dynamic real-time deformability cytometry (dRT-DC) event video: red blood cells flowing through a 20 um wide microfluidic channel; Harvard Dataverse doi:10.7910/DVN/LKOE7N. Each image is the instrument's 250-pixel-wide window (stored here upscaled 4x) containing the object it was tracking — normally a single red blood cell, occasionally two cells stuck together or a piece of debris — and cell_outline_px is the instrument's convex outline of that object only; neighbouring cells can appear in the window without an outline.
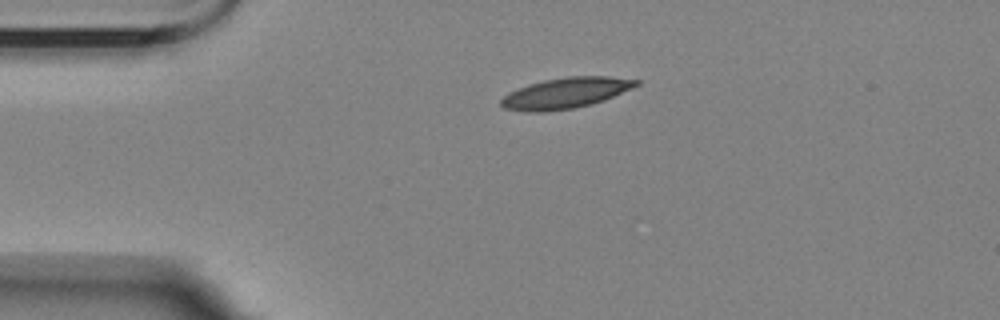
{"species": "Egyptian fruit bat (a non-hibernating species)", "species_latin": "Rousettus aegyptiacus", "temperature_condition": "room temperature", "stored_images_in_passage": 3, "camera_frame_rate_fps": 3000, "um_per_image_px": 0.085, "animal": {"sex": "female"}, "frame": {"image": 1, "passage_image": 3, "time_ms": 3.333, "image_size_px": [1000, 320], "cell_outline_px": [[640, 84], [632, 88], [604, 100], [592, 104], [572, 108], [544, 112], [524, 112], [504, 108], [500, 104], [500, 100], [508, 92], [528, 84], [544, 80], [568, 76], [608, 76], [640, 80]], "centroid_in_image_um": [48.06, 7.91], "position_along_channel_um": 36.9, "area_um2": 24.28}}